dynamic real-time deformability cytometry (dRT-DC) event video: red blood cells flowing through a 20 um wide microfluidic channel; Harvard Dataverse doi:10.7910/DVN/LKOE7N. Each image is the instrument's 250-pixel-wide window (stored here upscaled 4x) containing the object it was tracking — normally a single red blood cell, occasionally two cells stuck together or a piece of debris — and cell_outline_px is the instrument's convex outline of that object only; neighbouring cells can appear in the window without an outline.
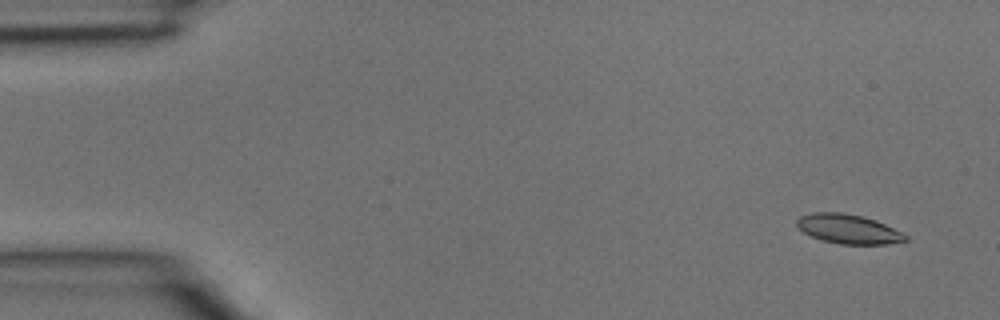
{"species": "common noctule bat (a hibernating species)", "species_latin": "Nyctalus noctula", "temperature_condition": "room temperature", "stored_images_in_passage": 38, "camera_frame_rate_fps": 3000, "um_per_image_px": 0.085, "animal": {"sex": "male", "body_mass_g": 15.6}, "frame": {"image": 1, "passage_image": 3, "time_ms": 0.667, "image_size_px": [1000, 320], "cell_outline_px": [[908, 240], [888, 244], [840, 244], [824, 240], [812, 236], [804, 232], [796, 224], [796, 220], [800, 216], [812, 212], [840, 212], [860, 216], [876, 220], [904, 232], [908, 236]], "centroid_in_image_um": [72.15, 19.46], "position_along_channel_um": 12.9, "area_um2": 18.55}}
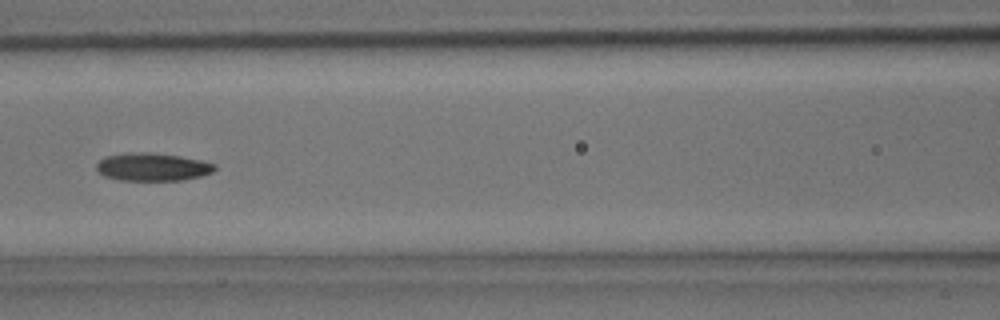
{"frame": {"image": 2, "passage_image": 18, "time_ms": 5.667, "image_size_px": [1000, 320], "cell_outline_px": [[216, 168], [212, 172], [200, 176], [184, 180], [120, 180], [104, 176], [96, 172], [96, 164], [104, 156], [128, 152], [152, 152], [180, 156], [200, 160], [216, 164]], "centroid_in_image_um": [12.92, 14.18], "position_along_channel_um": 153.7, "area_um2": 19.42}}
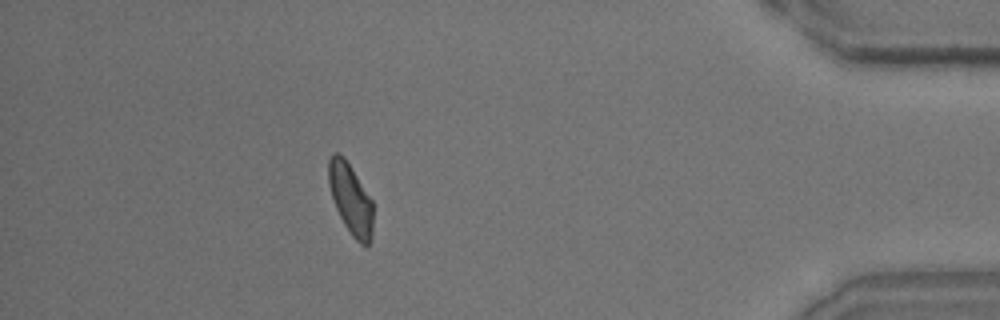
{"frame": {"image": 3, "passage_image": 36, "time_ms": 11.667, "image_size_px": [1000, 320], "cell_outline_px": [[372, 236], [368, 244], [360, 244], [352, 236], [344, 224], [336, 208], [328, 184], [328, 160], [332, 152], [340, 152], [344, 156], [372, 200]], "centroid_in_image_um": [29.78, 16.87], "position_along_channel_um": 405.4, "area_um2": 18.26}}